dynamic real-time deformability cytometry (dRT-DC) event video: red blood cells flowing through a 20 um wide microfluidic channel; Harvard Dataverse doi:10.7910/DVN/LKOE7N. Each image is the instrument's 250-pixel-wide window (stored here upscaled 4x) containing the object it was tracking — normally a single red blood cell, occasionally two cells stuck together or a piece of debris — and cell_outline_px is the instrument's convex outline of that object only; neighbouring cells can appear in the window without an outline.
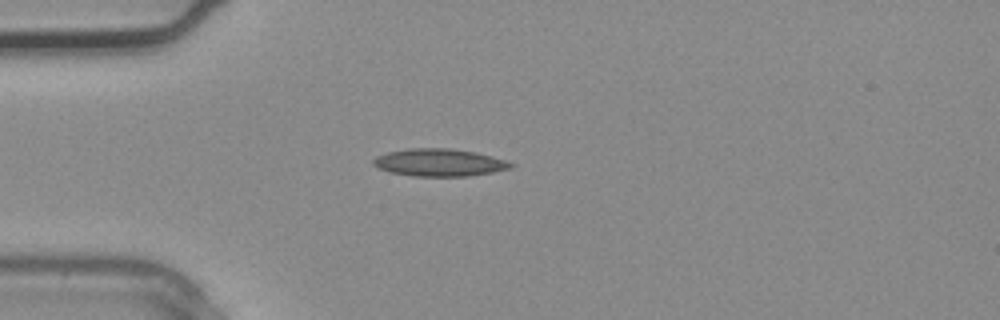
{"species": "common noctule bat (a hibernating species)", "species_latin": "Nyctalus noctula", "temperature_condition": "warm", "stored_images_in_passage": 3, "camera_frame_rate_fps": 3000, "um_per_image_px": 0.085, "animal": {"sex": "male", "body_mass_g": 20.4}, "frame": {"image": 1, "passage_image": 3, "time_ms": 0.667, "image_size_px": [1000, 320], "cell_outline_px": [[516, 164], [512, 168], [492, 172], [468, 176], [412, 176], [388, 172], [372, 164], [372, 160], [376, 156], [388, 152], [408, 148], [448, 148], [476, 152], [492, 156]], "centroid_in_image_um": [37.33, 13.81], "position_along_channel_um": 47.7, "area_um2": 22.08}}